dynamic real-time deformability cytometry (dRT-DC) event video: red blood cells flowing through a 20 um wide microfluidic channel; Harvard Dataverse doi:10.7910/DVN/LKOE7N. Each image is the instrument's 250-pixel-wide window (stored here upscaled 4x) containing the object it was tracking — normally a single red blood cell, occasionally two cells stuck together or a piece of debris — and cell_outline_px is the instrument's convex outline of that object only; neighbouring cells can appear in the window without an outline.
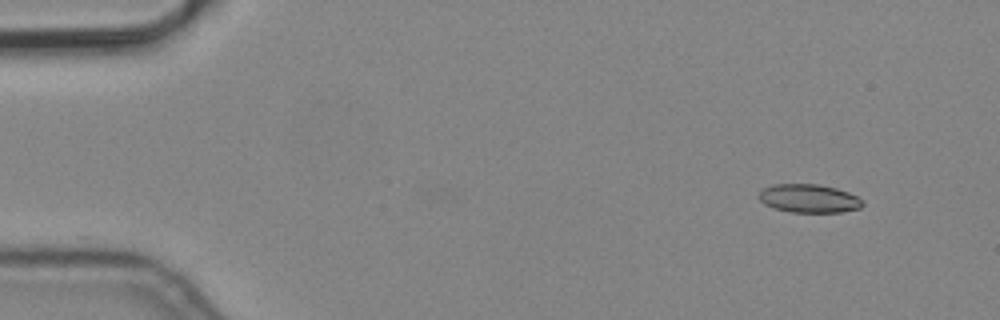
{"species": "common noctule bat (a hibernating species)", "species_latin": "Nyctalus noctula", "temperature_condition": "cold", "stored_images_in_passage": 5, "camera_frame_rate_fps": 3000, "um_per_image_px": 0.085, "animal": {"sex": "male", "body_mass_g": 19.2, "forearm_length_mm": 51.8}, "frame": {"image": 1, "passage_image": 2, "time_ms": 0.333, "image_size_px": [1000, 320], "cell_outline_px": [[864, 204], [860, 208], [840, 212], [788, 212], [772, 208], [764, 204], [756, 196], [760, 188], [772, 184], [820, 184], [836, 188], [848, 192], [864, 200]], "centroid_in_image_um": [68.7, 16.86], "position_along_channel_um": 16.3, "area_um2": 17.57}}
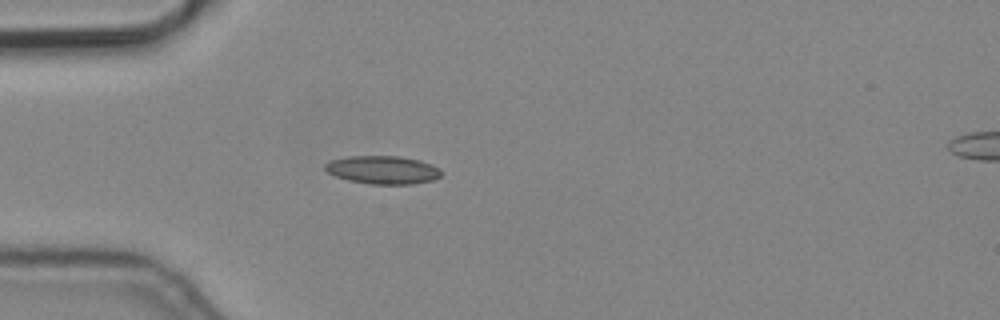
{"frame": {"image": 2, "passage_image": 5, "time_ms": 1.333, "image_size_px": [1000, 320], "cell_outline_px": [[440, 176], [432, 180], [412, 184], [372, 184], [348, 180], [336, 176], [328, 172], [324, 168], [324, 164], [332, 160], [348, 156], [400, 156], [420, 160], [432, 164], [440, 168]], "centroid_in_image_um": [32.54, 14.43], "position_along_channel_um": 52.5, "area_um2": 19.02}}